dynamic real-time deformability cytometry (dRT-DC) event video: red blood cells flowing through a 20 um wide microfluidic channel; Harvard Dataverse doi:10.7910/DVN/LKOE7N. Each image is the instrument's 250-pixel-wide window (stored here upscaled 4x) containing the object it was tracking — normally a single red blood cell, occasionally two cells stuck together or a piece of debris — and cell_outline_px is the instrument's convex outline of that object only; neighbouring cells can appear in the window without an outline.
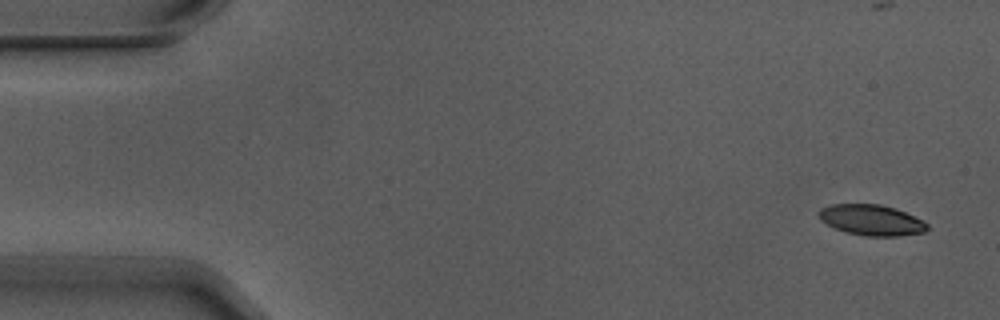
{"species": "Egyptian fruit bat (a non-hibernating species)", "species_latin": "Rousettus aegyptiacus", "temperature_condition": "warm", "stored_images_in_passage": 4, "camera_frame_rate_fps": 3000, "um_per_image_px": 0.085, "animal": {"sex": "male"}, "frame": {"image": 1, "passage_image": 1, "time_ms": 0.0, "image_size_px": [1000, 320], "cell_outline_px": [[928, 228], [924, 232], [900, 236], [864, 236], [844, 232], [820, 220], [820, 208], [832, 204], [880, 204], [896, 208], [924, 220], [928, 224]], "centroid_in_image_um": [74.11, 18.7], "position_along_channel_um": 10.9, "area_um2": 19.48}}
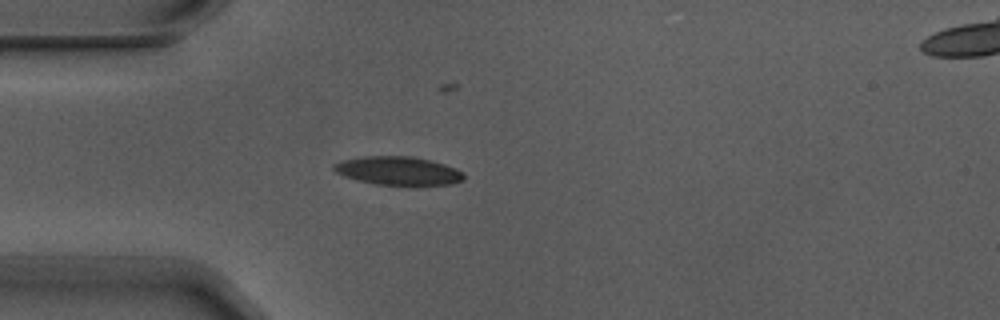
{"frame": {"image": 2, "passage_image": 4, "time_ms": 1.0, "image_size_px": [1000, 320], "cell_outline_px": [[464, 180], [452, 184], [420, 188], [416, 188], [376, 184], [356, 180], [344, 176], [336, 172], [332, 168], [332, 164], [340, 160], [364, 156], [412, 156], [432, 160], [456, 168], [464, 172]], "centroid_in_image_um": [33.9, 14.56], "position_along_channel_um": 51.1, "area_um2": 22.72}}